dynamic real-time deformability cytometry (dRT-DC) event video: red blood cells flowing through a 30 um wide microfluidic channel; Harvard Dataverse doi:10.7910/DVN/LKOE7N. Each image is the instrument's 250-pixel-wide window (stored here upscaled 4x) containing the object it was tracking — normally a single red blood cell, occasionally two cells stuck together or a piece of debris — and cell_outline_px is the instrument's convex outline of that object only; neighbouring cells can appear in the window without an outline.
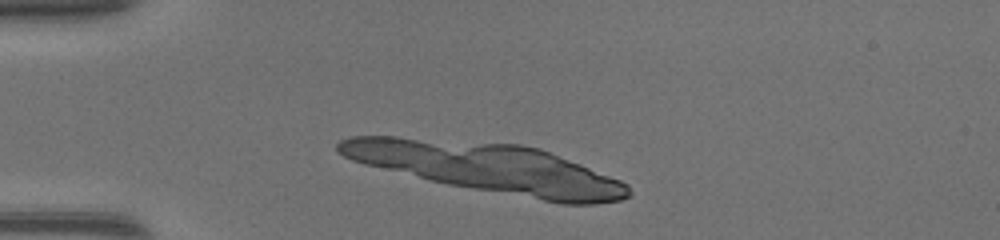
{"species": "common noctule bat (a hibernating species)", "species_latin": "Nyctalus noctula", "temperature_condition": "warm", "stored_images_in_passage": 4, "camera_frame_rate_fps": 3000, "um_per_image_px": 0.085, "animal": {"sex": "female", "body_mass_g": 17.0, "forearm_length_mm": 48.0}, "frame": {"image": 1, "passage_image": 4, "time_ms": 1.0, "image_size_px": [1000, 240], "cell_outline_px": [[628, 192], [624, 196], [616, 200], [552, 200], [460, 184], [440, 180], [424, 176], [560, 160], [584, 168], [616, 180], [624, 184]], "centroid_in_image_um": [46.1, 15.42], "position_along_channel_um": 38.9, "area_um2": 34.33}}